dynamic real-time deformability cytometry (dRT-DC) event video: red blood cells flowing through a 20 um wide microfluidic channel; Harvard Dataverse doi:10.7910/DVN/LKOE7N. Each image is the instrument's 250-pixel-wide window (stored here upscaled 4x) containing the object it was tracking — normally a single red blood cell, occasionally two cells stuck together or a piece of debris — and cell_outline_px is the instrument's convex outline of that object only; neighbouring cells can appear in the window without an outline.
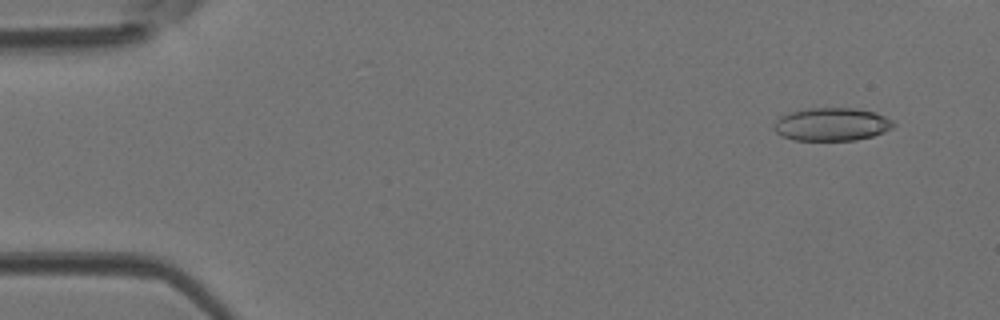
{"species": "Egyptian fruit bat (a non-hibernating species)", "species_latin": "Rousettus aegyptiacus", "temperature_condition": "room temperature", "stored_images_in_passage": 43, "camera_frame_rate_fps": 3000, "um_per_image_px": 0.085, "animal": {"sex": "female"}, "frame": {"image": 1, "passage_image": 4, "time_ms": 1.0, "image_size_px": [1000, 320], "cell_outline_px": [[896, 124], [892, 128], [884, 132], [872, 136], [856, 140], [792, 140], [780, 136], [772, 128], [776, 120], [780, 116], [788, 112], [808, 108], [856, 108], [876, 112], [892, 120]], "centroid_in_image_um": [70.67, 10.56], "position_along_channel_um": 14.3, "area_um2": 23.29}}
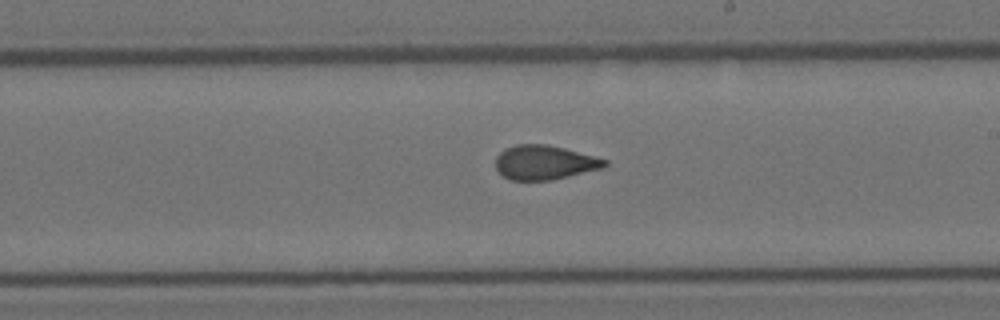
{"frame": {"image": 2, "passage_image": 28, "time_ms": 9.0, "image_size_px": [1000, 320], "cell_outline_px": [[608, 164], [604, 168], [552, 180], [508, 180], [496, 168], [496, 156], [500, 152], [516, 144], [544, 144], [564, 148], [608, 160]], "centroid_in_image_um": [46.3, 13.82], "position_along_channel_um": 242.7, "area_um2": 21.73}}
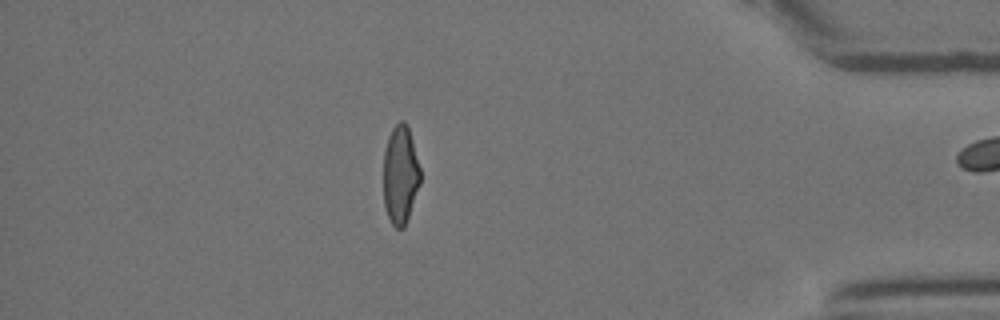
{"frame": {"image": 3, "passage_image": 42, "time_ms": 13.667, "image_size_px": [1000, 320], "cell_outline_px": [[420, 184], [404, 228], [396, 228], [392, 224], [388, 216], [384, 204], [384, 148], [388, 136], [392, 128], [400, 120], [404, 120], [408, 124], [420, 168]], "centroid_in_image_um": [34.03, 14.82], "position_along_channel_um": 401.2, "area_um2": 21.21}, "authors_computed_cell_mechanics": {"area_um2": 22.5998, "velocity_mm_per_s": 4.2601, "shape_relaxation_time_tau1_ms": 6.0544, "shape_relaxation_time_tau2_ms": 1.0248, "deformation_change_tau1": 0.191, "deformation_change_tau2": 0.0762}}